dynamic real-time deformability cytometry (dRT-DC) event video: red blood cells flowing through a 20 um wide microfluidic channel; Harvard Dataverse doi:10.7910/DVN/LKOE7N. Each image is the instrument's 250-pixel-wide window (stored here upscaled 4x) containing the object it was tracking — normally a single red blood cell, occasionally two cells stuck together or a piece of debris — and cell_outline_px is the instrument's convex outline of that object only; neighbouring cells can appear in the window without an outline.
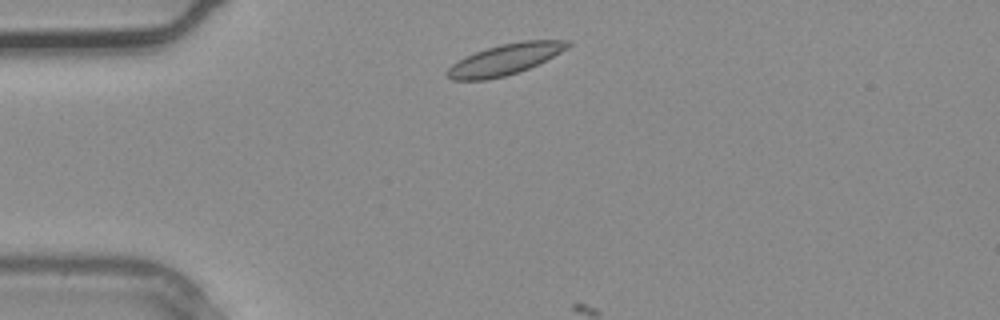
{"species": "common noctule bat (a hibernating species)", "species_latin": "Nyctalus noctula", "temperature_condition": "warm", "stored_images_in_passage": 1, "camera_frame_rate_fps": 3000, "um_per_image_px": 0.085, "animal": {"sex": "male", "body_mass_g": 20.4}, "frame": {"image": 1, "passage_image": 1, "time_ms": 0.0, "image_size_px": [1000, 320], "cell_outline_px": [[572, 44], [568, 48], [528, 68], [504, 76], [484, 80], [452, 80], [444, 76], [444, 72], [452, 64], [476, 52], [500, 44], [524, 40], [572, 40]], "centroid_in_image_um": [42.91, 5.05], "position_along_channel_um": 42.1, "area_um2": 21.39}}